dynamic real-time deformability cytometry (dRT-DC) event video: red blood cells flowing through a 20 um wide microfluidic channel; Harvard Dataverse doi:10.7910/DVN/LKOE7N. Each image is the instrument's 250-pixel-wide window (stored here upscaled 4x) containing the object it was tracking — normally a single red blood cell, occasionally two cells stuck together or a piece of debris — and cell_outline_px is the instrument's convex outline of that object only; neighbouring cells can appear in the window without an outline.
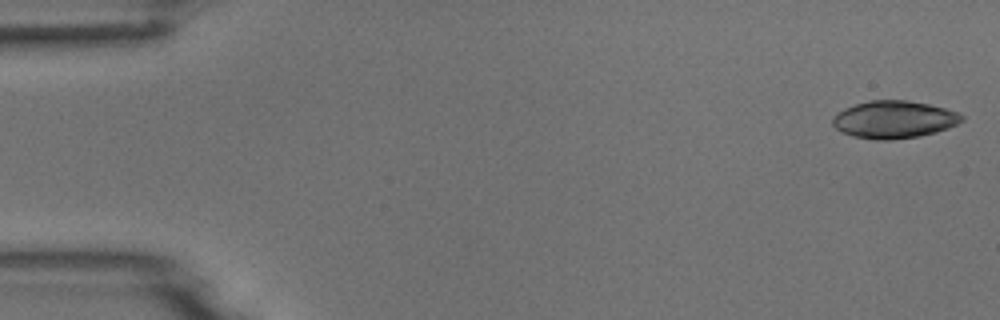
{"species": "common noctule bat (a hibernating species)", "species_latin": "Nyctalus noctula", "temperature_condition": "room temperature", "stored_images_in_passage": 4, "camera_frame_rate_fps": 3000, "um_per_image_px": 0.085, "animal": {"sex": "male", "body_mass_g": 18.8}, "frame": {"image": 1, "passage_image": 1, "time_ms": 0.0, "image_size_px": [1000, 320], "cell_outline_px": [[964, 120], [948, 128], [936, 132], [920, 136], [888, 140], [876, 140], [852, 136], [836, 128], [832, 124], [832, 116], [836, 112], [844, 108], [868, 100], [908, 100], [928, 104], [960, 112], [964, 116]], "centroid_in_image_um": [75.99, 10.15], "position_along_channel_um": 9.0, "area_um2": 28.38}}